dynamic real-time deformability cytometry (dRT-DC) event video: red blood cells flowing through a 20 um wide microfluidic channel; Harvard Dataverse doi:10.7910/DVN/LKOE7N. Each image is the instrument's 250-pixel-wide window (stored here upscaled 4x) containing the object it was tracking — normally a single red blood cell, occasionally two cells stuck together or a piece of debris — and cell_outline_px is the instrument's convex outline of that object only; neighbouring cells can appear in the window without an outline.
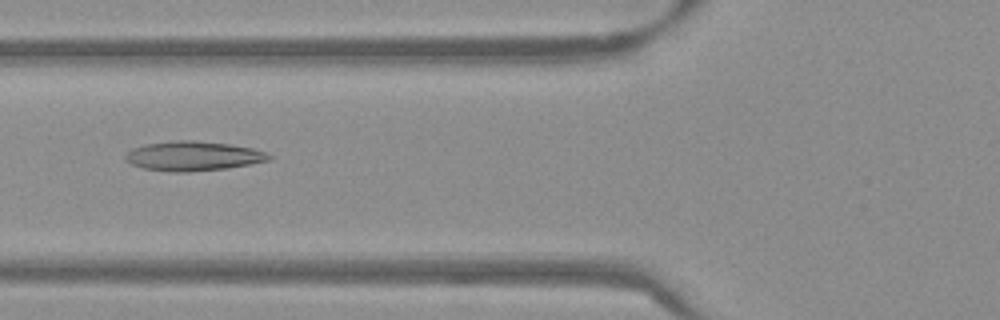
{"species": "Egyptian fruit bat (a non-hibernating species)", "species_latin": "Rousettus aegyptiacus", "temperature_condition": "warm", "stored_images_in_passage": 53, "camera_frame_rate_fps": 3000, "um_per_image_px": 0.085, "frame": {"image": 1, "passage_image": 20, "time_ms": 6.333, "image_size_px": [1000, 320], "cell_outline_px": [[272, 156], [268, 160], [228, 168], [188, 172], [172, 172], [144, 168], [132, 164], [124, 160], [124, 156], [132, 148], [148, 144], [176, 140], [196, 140], [228, 144], [252, 148], [264, 152]], "centroid_in_image_um": [16.38, 13.26], "position_along_channel_um": 109.4, "area_um2": 24.45}}
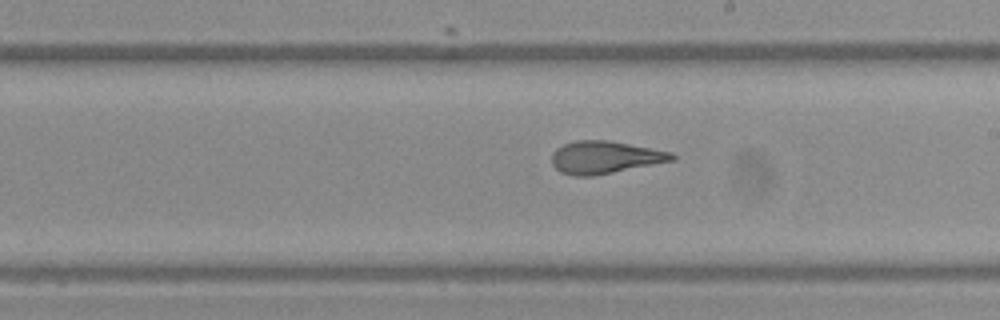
{"frame": {"image": 2, "passage_image": 30, "time_ms": 9.667, "image_size_px": [1000, 320], "cell_outline_px": [[676, 160], [592, 176], [576, 176], [560, 172], [552, 164], [552, 152], [556, 148], [564, 144], [576, 140], [608, 140], [672, 152], [676, 156]], "centroid_in_image_um": [51.41, 13.37], "position_along_channel_um": 237.6, "area_um2": 22.72}}
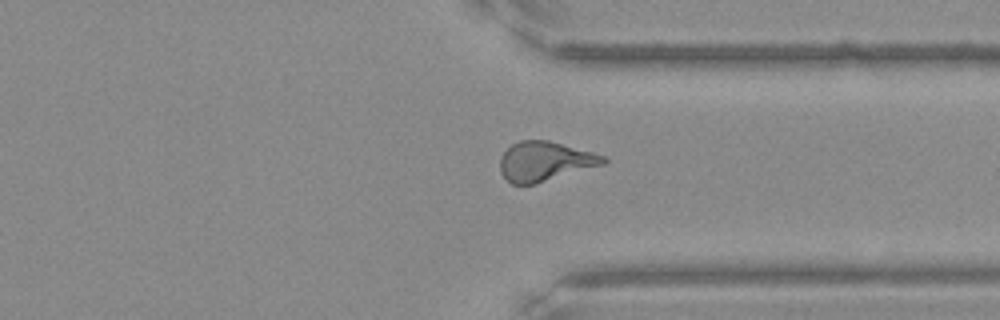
{"frame": {"image": 3, "passage_image": 40, "time_ms": 13.0, "image_size_px": [1000, 320], "cell_outline_px": [[608, 160], [604, 164], [536, 184], [512, 184], [500, 172], [500, 156], [512, 144], [520, 140], [548, 140], [592, 152], [604, 156]], "centroid_in_image_um": [46.3, 13.71], "position_along_channel_um": 365.1, "area_um2": 23.64}, "authors_computed_cell_mechanics": {"area_um2": 23.9292, "velocity_mm_per_s": 3.8352, "shape_relaxation_time_tau1_ms": null, "shape_relaxation_time_tau2_ms": 1.6174, "deformation_change_tau1": null, "deformation_change_tau2": 0.0909}}